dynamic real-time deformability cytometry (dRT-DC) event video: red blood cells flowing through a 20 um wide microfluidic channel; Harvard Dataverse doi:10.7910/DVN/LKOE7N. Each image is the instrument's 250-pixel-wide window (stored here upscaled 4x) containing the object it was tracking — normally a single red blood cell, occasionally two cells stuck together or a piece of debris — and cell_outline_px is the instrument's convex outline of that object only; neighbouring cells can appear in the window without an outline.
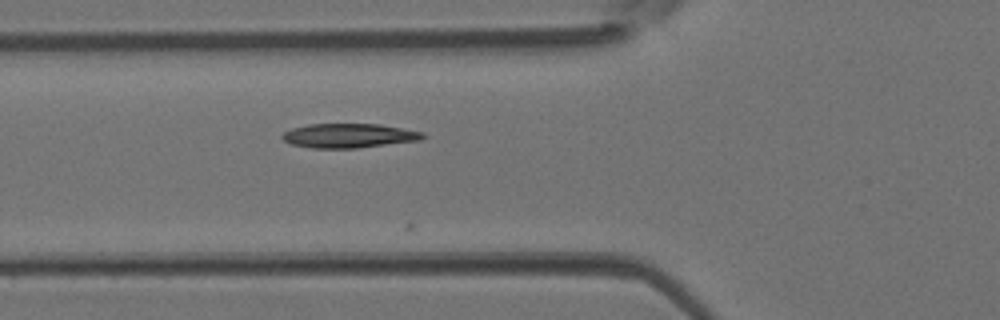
{"species": "Egyptian fruit bat (a non-hibernating species)", "species_latin": "Rousettus aegyptiacus", "temperature_condition": "room temperature", "stored_images_in_passage": 20, "camera_frame_rate_fps": 3000, "um_per_image_px": 0.085, "animal": {"sex": "female"}, "frame": {"image": 1, "passage_image": 16, "time_ms": 5.0, "image_size_px": [1000, 320], "cell_outline_px": [[428, 136], [420, 140], [356, 148], [312, 148], [292, 144], [284, 140], [280, 136], [284, 132], [292, 128], [308, 124], [380, 124], [424, 132]], "centroid_in_image_um": [29.67, 11.53], "position_along_channel_um": 96.1, "area_um2": 19.88}}
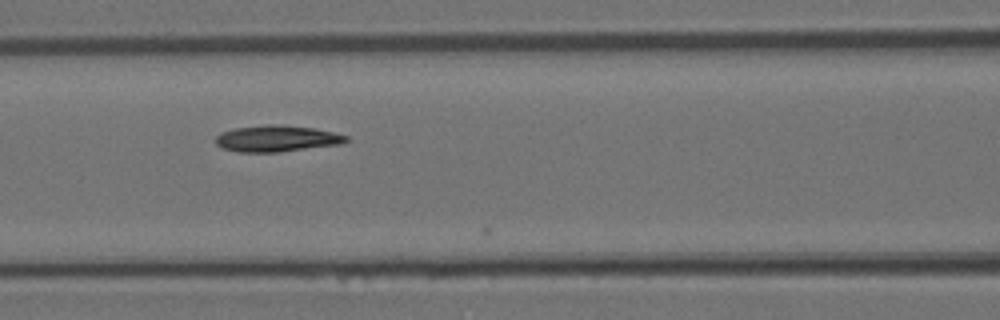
{"frame": {"image": 2, "passage_image": 19, "time_ms": 6.0, "image_size_px": [1000, 320], "cell_outline_px": [[348, 140], [340, 144], [276, 152], [240, 152], [224, 148], [216, 144], [216, 136], [220, 132], [236, 128], [268, 124], [280, 124], [316, 128], [348, 136]], "centroid_in_image_um": [23.52, 11.76], "position_along_channel_um": 143.1, "area_um2": 19.88}}